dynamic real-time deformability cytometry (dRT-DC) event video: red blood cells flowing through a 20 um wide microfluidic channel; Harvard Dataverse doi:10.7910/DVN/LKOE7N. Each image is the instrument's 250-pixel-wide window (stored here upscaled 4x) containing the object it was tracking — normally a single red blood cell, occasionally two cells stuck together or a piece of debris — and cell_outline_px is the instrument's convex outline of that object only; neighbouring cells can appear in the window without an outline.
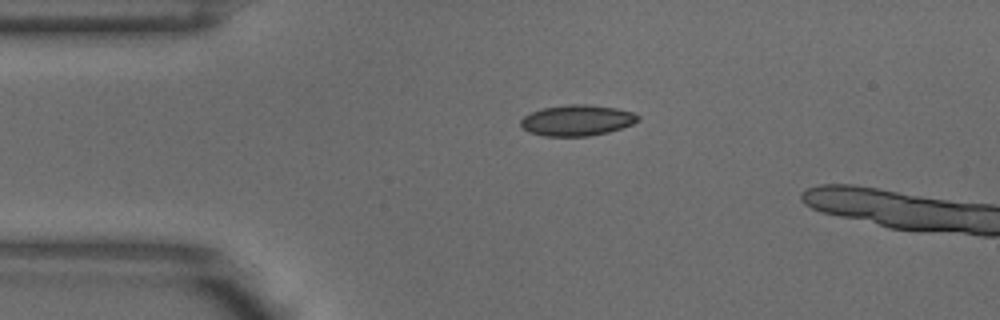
{"species": "common noctule bat (a hibernating species)", "species_latin": "Nyctalus noctula", "temperature_condition": "warm", "stored_images_in_passage": 4, "camera_frame_rate_fps": 3000, "um_per_image_px": 0.085, "animal": {"sex": "male", "body_mass_g": 18.8}, "frame": {"image": 1, "passage_image": 3, "time_ms": 0.667, "image_size_px": [1000, 320], "cell_outline_px": [[640, 120], [632, 124], [608, 132], [588, 136], [544, 136], [528, 132], [520, 128], [520, 120], [524, 116], [532, 112], [544, 108], [568, 104], [584, 104], [616, 108], [632, 112], [640, 116]], "centroid_in_image_um": [49.02, 10.23], "position_along_channel_um": 36.0, "area_um2": 21.1}}